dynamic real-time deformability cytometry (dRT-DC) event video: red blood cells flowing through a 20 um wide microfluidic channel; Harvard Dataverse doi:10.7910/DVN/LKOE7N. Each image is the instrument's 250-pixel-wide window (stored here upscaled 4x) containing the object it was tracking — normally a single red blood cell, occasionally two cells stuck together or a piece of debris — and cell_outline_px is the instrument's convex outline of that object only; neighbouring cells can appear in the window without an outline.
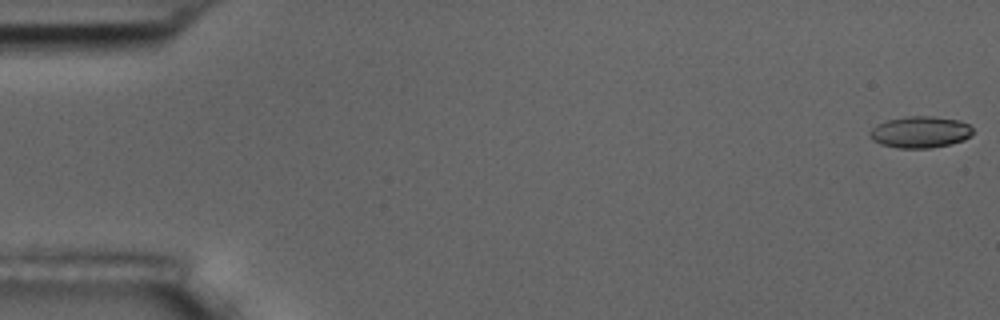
{"species": "common noctule bat (a hibernating species)", "species_latin": "Nyctalus noctula", "temperature_condition": "room temperature", "stored_images_in_passage": 15, "camera_frame_rate_fps": 3000, "um_per_image_px": 0.085, "animal": {"sex": "male", "body_mass_g": 17.5, "forearm_length_mm": 52.3}, "frame": {"image": 1, "passage_image": 1, "time_ms": 0.0, "image_size_px": [1000, 320], "cell_outline_px": [[972, 136], [964, 140], [952, 144], [932, 148], [896, 148], [880, 144], [872, 140], [868, 132], [876, 124], [888, 120], [904, 116], [932, 116], [960, 120], [968, 124], [972, 128]], "centroid_in_image_um": [78.21, 11.23], "position_along_channel_um": 6.8, "area_um2": 19.25}}
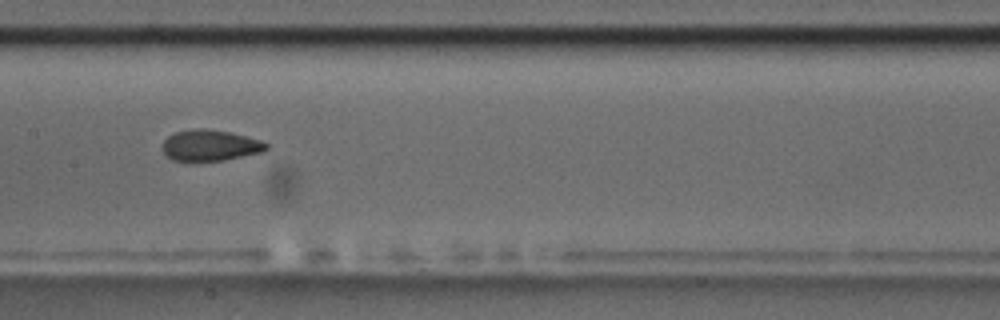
{"frame": {"image": 2, "passage_image": 8, "time_ms": 9.0, "image_size_px": [1000, 320], "cell_outline_px": [[268, 148], [264, 152], [224, 160], [188, 164], [172, 160], [160, 148], [164, 140], [168, 136], [176, 132], [196, 128], [204, 128], [232, 132], [260, 140], [268, 144]], "centroid_in_image_um": [17.83, 12.4], "position_along_channel_um": 189.6, "area_um2": 19.54}}
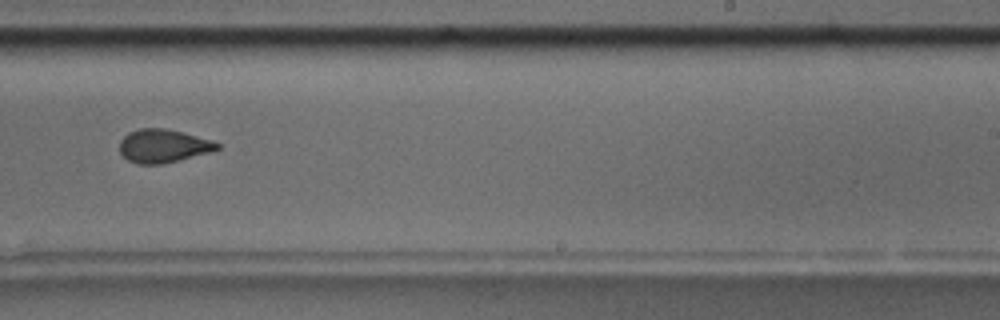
{"frame": {"image": 3, "passage_image": 10, "time_ms": 11.333, "image_size_px": [1000, 320], "cell_outline_px": [[220, 148], [212, 152], [180, 160], [160, 164], [136, 164], [128, 160], [120, 152], [120, 140], [128, 132], [140, 128], [164, 128], [184, 132], [212, 140], [220, 144]], "centroid_in_image_um": [13.89, 12.4], "position_along_channel_um": 275.1, "area_um2": 19.13}, "authors_computed_cell_mechanics": {"area_um2": 19.4208, "velocity_mm_per_s": 3.6743, "shape_relaxation_time_tau1_ms": 5.6111, "shape_relaxation_time_tau2_ms": null, "deformation_change_tau1": 0.1416, "deformation_change_tau2": null}}